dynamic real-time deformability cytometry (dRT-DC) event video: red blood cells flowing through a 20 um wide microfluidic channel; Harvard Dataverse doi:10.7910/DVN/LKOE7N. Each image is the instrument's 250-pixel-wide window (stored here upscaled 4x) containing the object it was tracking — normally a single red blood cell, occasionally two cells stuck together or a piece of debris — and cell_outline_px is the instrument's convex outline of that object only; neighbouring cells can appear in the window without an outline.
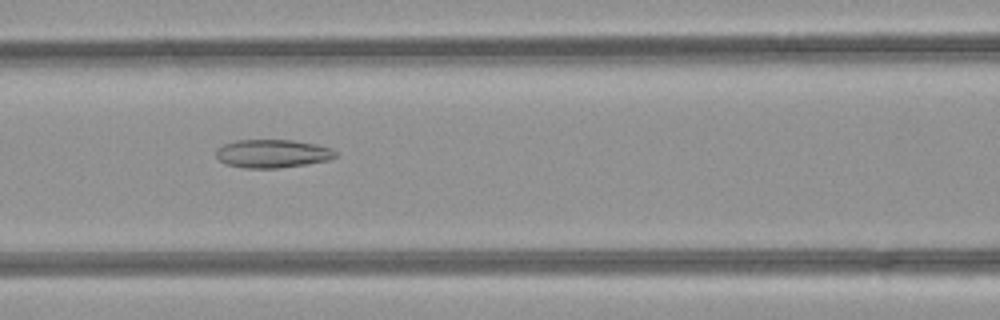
{"species": "common noctule bat (a hibernating species)", "species_latin": "Nyctalus noctula", "temperature_condition": "room temperature", "stored_images_in_passage": 43, "camera_frame_rate_fps": 3000, "um_per_image_px": 0.085, "animal": {"sex": "female", "body_mass_g": 21.9}, "frame": {"image": 1, "passage_image": 16, "time_ms": 5.0, "image_size_px": [1000, 320], "cell_outline_px": [[336, 156], [328, 160], [304, 164], [276, 168], [244, 168], [224, 164], [216, 156], [216, 148], [224, 144], [236, 140], [292, 140], [316, 144], [332, 148], [336, 152]], "centroid_in_image_um": [23.12, 13.05], "position_along_channel_um": 143.5, "area_um2": 19.65}}
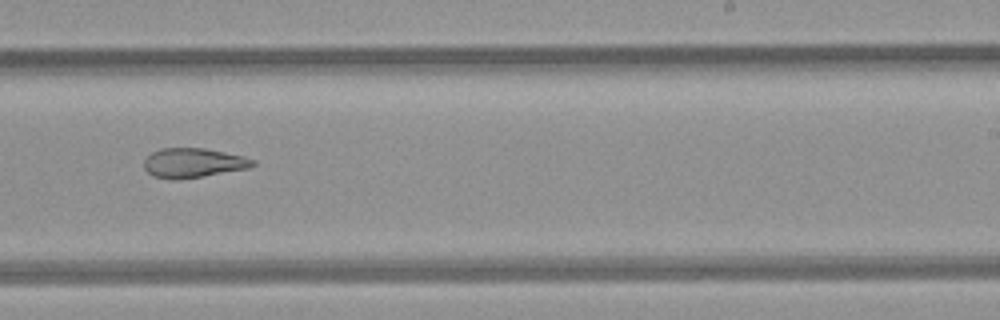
{"frame": {"image": 2, "passage_image": 25, "time_ms": 8.0, "image_size_px": [1000, 320], "cell_outline_px": [[256, 164], [248, 168], [180, 180], [172, 180], [152, 176], [144, 168], [144, 160], [152, 152], [160, 148], [204, 148], [244, 156], [256, 160]], "centroid_in_image_um": [16.41, 13.85], "position_along_channel_um": 272.6, "area_um2": 18.79}}
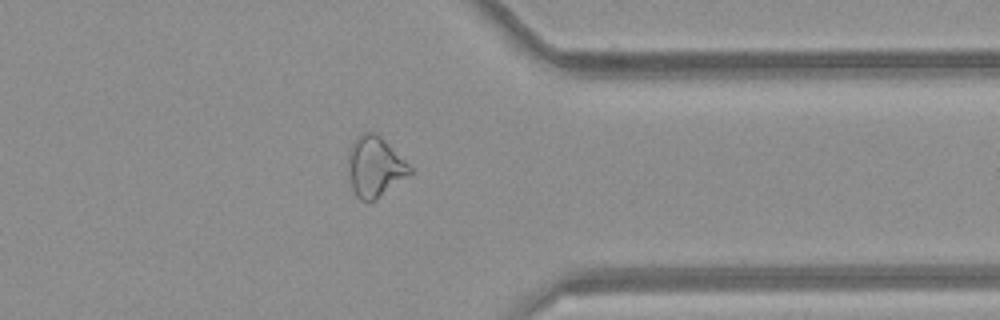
{"frame": {"image": 3, "passage_image": 33, "time_ms": 10.667, "image_size_px": [1000, 320], "cell_outline_px": [[412, 172], [376, 200], [368, 204], [360, 200], [356, 196], [352, 188], [348, 172], [348, 152], [356, 136], [364, 132], [372, 132], [380, 136], [412, 168]], "centroid_in_image_um": [31.82, 14.2], "position_along_channel_um": 379.6, "area_um2": 21.62}, "authors_computed_cell_mechanics": {"area_um2": 22.253, "velocity_mm_per_s": 4.3139, "shape_relaxation_time_tau1_ms": null, "shape_relaxation_time_tau2_ms": 4.2047, "deformation_change_tau1": null, "deformation_change_tau2": 0.1303}}